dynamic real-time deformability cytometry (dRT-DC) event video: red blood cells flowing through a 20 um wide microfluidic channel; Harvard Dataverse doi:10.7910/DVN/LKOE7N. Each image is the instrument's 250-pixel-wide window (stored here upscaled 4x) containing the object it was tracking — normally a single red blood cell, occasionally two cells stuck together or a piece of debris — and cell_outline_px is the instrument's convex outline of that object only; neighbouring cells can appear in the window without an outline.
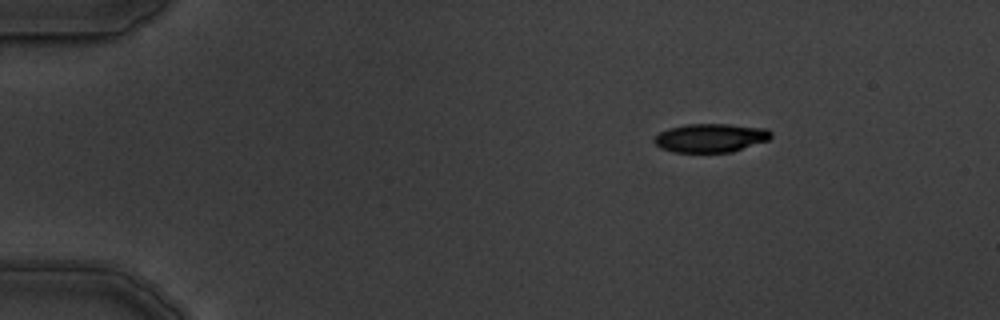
{"species": "common noctule bat (a hibernating species)", "species_latin": "Nyctalus noctula", "temperature_condition": "warm", "stored_images_in_passage": 7, "camera_frame_rate_fps": 3000, "um_per_image_px": 0.085, "animal": {"sex": "male", "body_mass_g": 19.5, "forearm_length_mm": 54.6}, "frame": {"image": 1, "passage_image": 1, "time_ms": 0.0, "image_size_px": [1000, 320], "cell_outline_px": [[772, 136], [768, 140], [732, 152], [672, 152], [660, 148], [652, 140], [660, 132], [668, 128], [684, 124], [728, 124], [768, 128], [772, 132]], "centroid_in_image_um": [60.4, 11.71], "position_along_channel_um": 24.6, "area_um2": 19.65}}
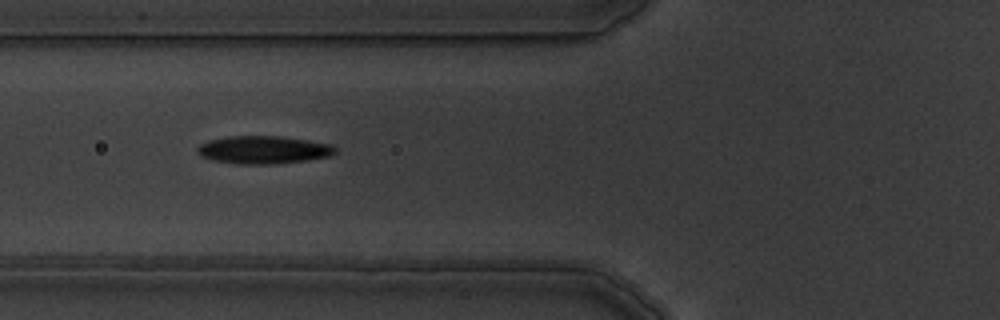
{"frame": {"image": 2, "passage_image": 5, "time_ms": 4.333, "image_size_px": [1000, 320], "cell_outline_px": [[336, 152], [328, 156], [308, 160], [276, 164], [240, 164], [212, 160], [200, 156], [196, 152], [196, 148], [200, 144], [208, 140], [228, 136], [280, 136], [308, 140], [332, 144], [336, 148]], "centroid_in_image_um": [22.37, 12.73], "position_along_channel_um": 103.4, "area_um2": 22.54}}
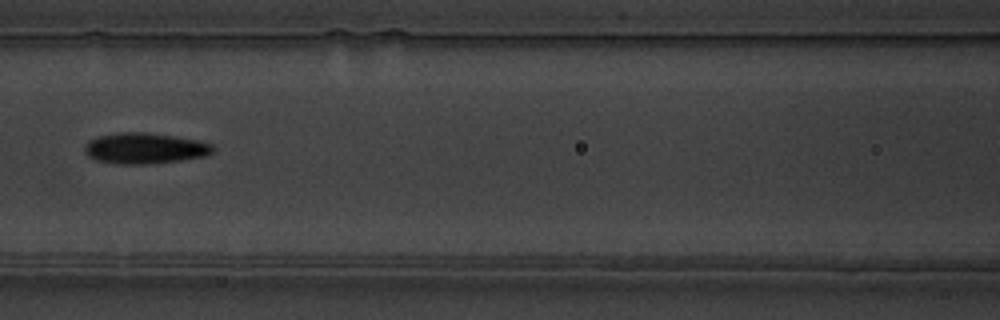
{"frame": {"image": 3, "passage_image": 6, "time_ms": 5.667, "image_size_px": [1000, 320], "cell_outline_px": [[216, 148], [212, 152], [204, 156], [180, 160], [148, 164], [116, 164], [96, 160], [88, 156], [84, 152], [84, 144], [88, 140], [100, 136], [120, 132], [148, 132], [196, 140], [212, 144]], "centroid_in_image_um": [12.27, 12.61], "position_along_channel_um": 154.3, "area_um2": 23.06}}